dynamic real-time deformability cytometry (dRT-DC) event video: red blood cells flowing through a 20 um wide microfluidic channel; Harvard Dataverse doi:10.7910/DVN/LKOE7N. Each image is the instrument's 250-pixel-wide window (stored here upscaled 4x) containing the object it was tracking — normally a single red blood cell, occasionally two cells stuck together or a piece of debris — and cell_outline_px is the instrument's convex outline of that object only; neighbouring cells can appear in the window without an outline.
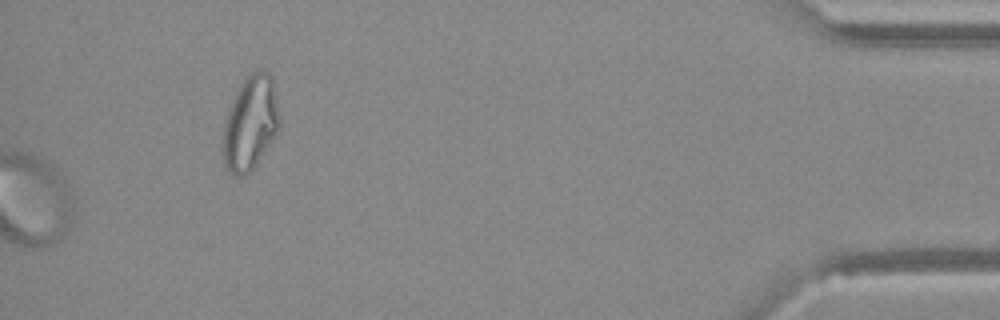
{"species": "Egyptian fruit bat (a non-hibernating species)", "species_latin": "Rousettus aegyptiacus", "temperature_condition": "warm", "stored_images_in_passage": 42, "camera_frame_rate_fps": 3000, "um_per_image_px": 0.085, "animal": {"sex": "female"}, "frame": {"image": 1, "passage_image": 42, "time_ms": 13.667, "image_size_px": [1000, 320], "cell_outline_px": [[280, 128], [276, 136], [252, 168], [244, 176], [232, 176], [228, 172], [224, 160], [224, 132], [228, 112], [244, 80], [252, 72], [268, 72], [272, 76], [280, 116]], "centroid_in_image_um": [21.33, 10.5], "position_along_channel_um": 413.9, "area_um2": 30.17}}